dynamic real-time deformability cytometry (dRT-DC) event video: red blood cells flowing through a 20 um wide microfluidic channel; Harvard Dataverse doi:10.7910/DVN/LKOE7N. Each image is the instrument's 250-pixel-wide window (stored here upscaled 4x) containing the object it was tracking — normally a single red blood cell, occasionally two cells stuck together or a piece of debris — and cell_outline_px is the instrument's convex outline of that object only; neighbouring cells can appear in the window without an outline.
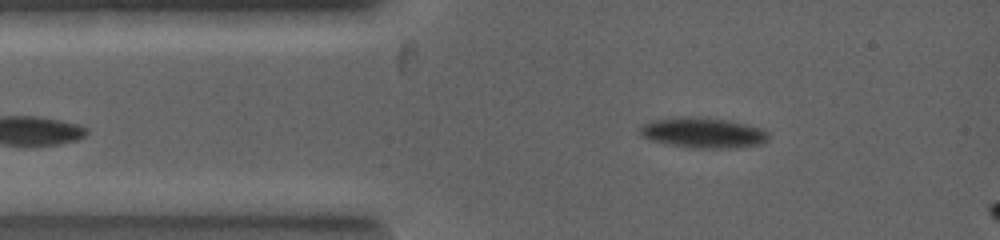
{"species": "common noctule bat (a hibernating species)", "species_latin": "Nyctalus noctula", "temperature_condition": "warm", "stored_images_in_passage": 4, "camera_frame_rate_fps": 5000, "um_per_image_px": 0.085, "animal": {"sex": "female", "body_mass_g": 19.0, "forearm_length_mm": 53.3}, "frame": {"image": 1, "passage_image": 1, "time_ms": 0.0, "image_size_px": [1000, 240], "cell_outline_px": [[768, 140], [760, 144], [736, 148], [696, 148], [668, 144], [652, 140], [640, 136], [640, 124], [652, 120], [672, 116], [700, 116], [728, 120], [748, 124], [764, 128], [768, 132]], "centroid_in_image_um": [59.75, 11.26], "position_along_channel_um": 25.2, "area_um2": 23.29}}